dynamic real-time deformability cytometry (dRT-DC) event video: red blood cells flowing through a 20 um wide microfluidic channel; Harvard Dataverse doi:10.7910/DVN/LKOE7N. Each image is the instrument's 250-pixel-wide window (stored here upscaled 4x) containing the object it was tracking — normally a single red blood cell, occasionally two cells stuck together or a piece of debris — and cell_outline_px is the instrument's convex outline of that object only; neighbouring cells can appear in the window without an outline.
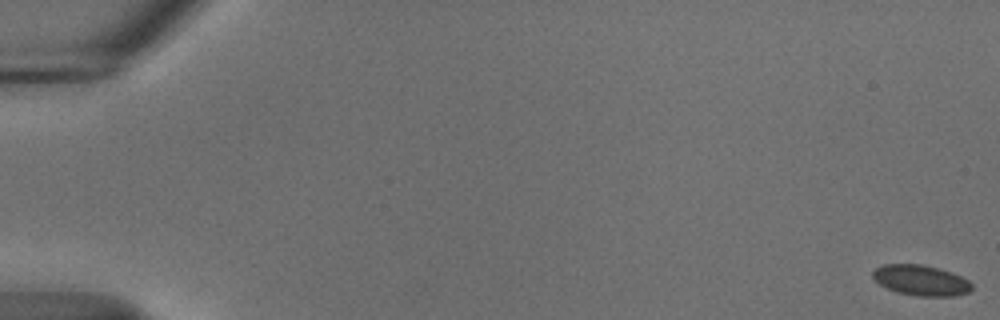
{"species": "common noctule bat (a hibernating species)", "species_latin": "Nyctalus noctula", "temperature_condition": "cold", "stored_images_in_passage": 56, "camera_frame_rate_fps": 3000, "um_per_image_px": 0.085, "animal": {"sex": "male", "body_mass_g": 18.8}, "frame": {"image": 1, "passage_image": 1, "time_ms": 0.0, "image_size_px": [1000, 320], "cell_outline_px": [[972, 288], [968, 292], [952, 296], [916, 296], [896, 292], [880, 284], [872, 276], [872, 272], [876, 268], [884, 264], [920, 264], [936, 268], [960, 276], [968, 280], [972, 284]], "centroid_in_image_um": [78.26, 23.83], "position_along_channel_um": 6.7, "area_um2": 17.34}}
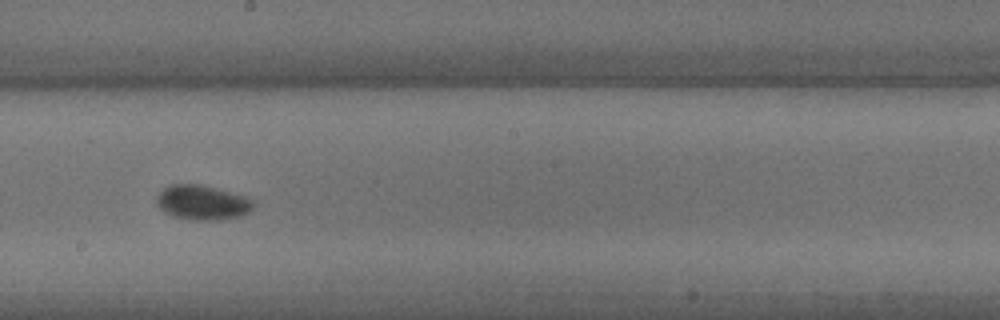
{"frame": {"image": 2, "passage_image": 33, "time_ms": 10.667, "image_size_px": [1000, 320], "cell_outline_px": [[256, 204], [248, 212], [240, 216], [224, 220], [192, 220], [172, 216], [164, 212], [156, 204], [156, 196], [164, 188], [172, 184], [200, 184], [216, 188], [244, 196], [252, 200]], "centroid_in_image_um": [17.18, 17.22], "position_along_channel_um": 231.0, "area_um2": 19.65}}
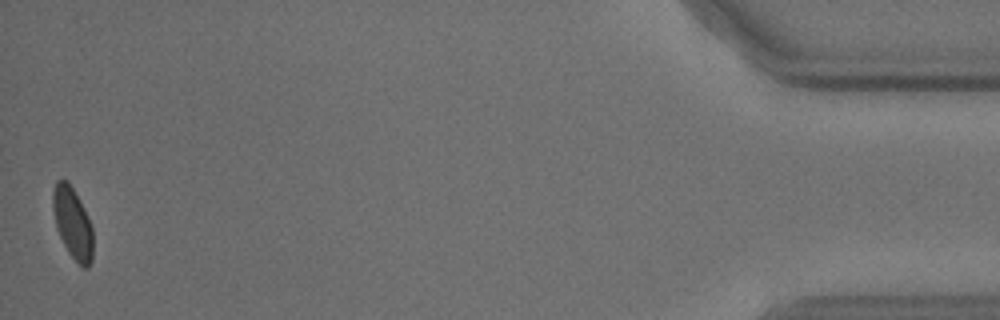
{"frame": {"image": 3, "passage_image": 56, "time_ms": 18.333, "image_size_px": [1000, 320], "cell_outline_px": [[92, 260], [88, 268], [84, 268], [68, 252], [56, 228], [52, 208], [52, 192], [56, 180], [68, 180], [80, 200], [88, 216], [92, 228]], "centroid_in_image_um": [6.16, 18.92], "position_along_channel_um": 429.0, "area_um2": 16.65}, "authors_computed_cell_mechanics": {"area_um2": 17.7446, "velocity_mm_per_s": 3.6835, "shape_relaxation_time_tau1_ms": 5.9643, "shape_relaxation_time_tau2_ms": null, "deformation_change_tau1": 0.0688, "deformation_change_tau2": null}}